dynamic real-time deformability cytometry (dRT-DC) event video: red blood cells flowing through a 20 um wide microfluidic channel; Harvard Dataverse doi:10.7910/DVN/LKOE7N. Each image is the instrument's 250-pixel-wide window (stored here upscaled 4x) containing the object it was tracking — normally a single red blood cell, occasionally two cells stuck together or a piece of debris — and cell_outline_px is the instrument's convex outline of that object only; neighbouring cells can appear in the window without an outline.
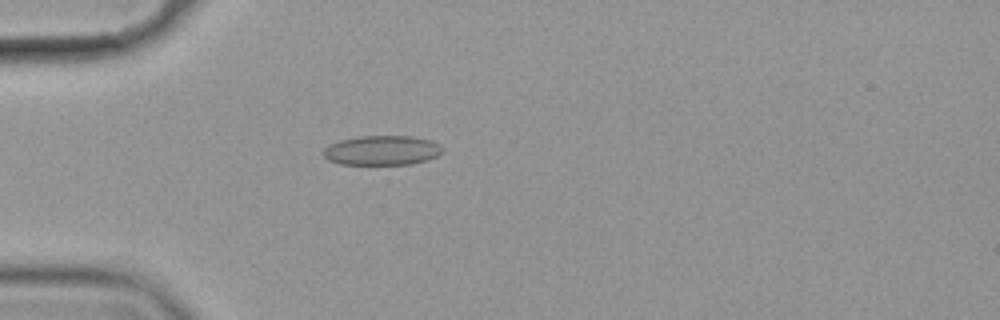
{"species": "common noctule bat (a hibernating species)", "species_latin": "Nyctalus noctula", "temperature_condition": "cold", "stored_images_in_passage": 57, "camera_frame_rate_fps": 3000, "um_per_image_px": 0.085, "animal": {"sex": "female", "body_mass_g": 19.9}, "frame": {"image": 1, "passage_image": 17, "time_ms": 5.333, "image_size_px": [1000, 320], "cell_outline_px": [[444, 152], [428, 160], [412, 164], [340, 164], [328, 160], [320, 152], [328, 144], [340, 140], [360, 136], [412, 136], [432, 140], [440, 144], [444, 148]], "centroid_in_image_um": [32.48, 12.78], "position_along_channel_um": 52.5, "area_um2": 20.87}}
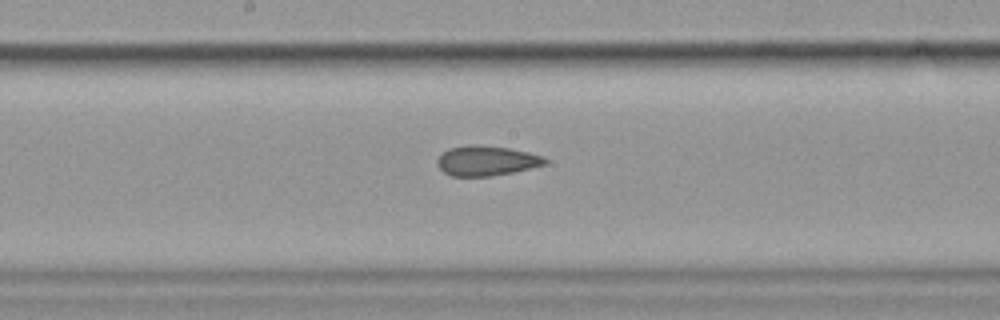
{"frame": {"image": 2, "passage_image": 31, "time_ms": 10.0, "image_size_px": [1000, 320], "cell_outline_px": [[548, 164], [512, 172], [492, 176], [452, 176], [444, 172], [436, 164], [436, 160], [448, 148], [468, 144], [480, 144], [508, 148], [528, 152], [544, 156], [548, 160]], "centroid_in_image_um": [41.35, 13.65], "position_along_channel_um": 206.8, "area_um2": 18.96}}
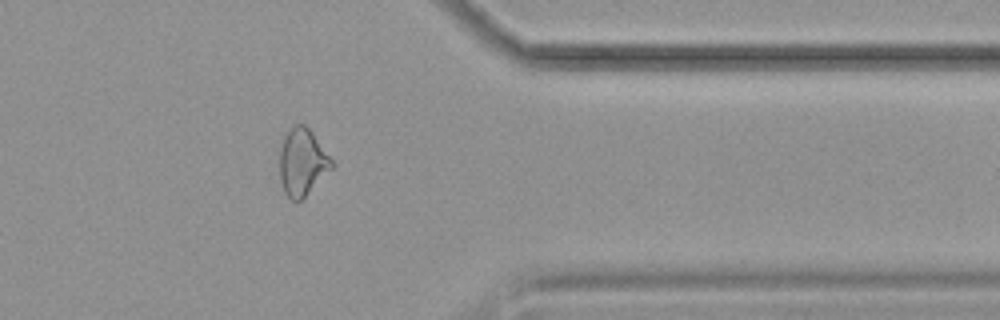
{"frame": {"image": 3, "passage_image": 47, "time_ms": 15.333, "image_size_px": [1000, 320], "cell_outline_px": [[332, 168], [300, 200], [292, 200], [284, 192], [280, 180], [280, 148], [284, 136], [296, 124], [304, 124], [312, 132], [332, 160]], "centroid_in_image_um": [25.67, 13.77], "position_along_channel_um": 385.7, "area_um2": 19.77}, "authors_computed_cell_mechanics": {"area_um2": 20.5768, "velocity_mm_per_s": 3.5467, "shape_relaxation_time_tau1_ms": null, "shape_relaxation_time_tau2_ms": 3.2184, "deformation_change_tau1": null, "deformation_change_tau2": 0.1076}}